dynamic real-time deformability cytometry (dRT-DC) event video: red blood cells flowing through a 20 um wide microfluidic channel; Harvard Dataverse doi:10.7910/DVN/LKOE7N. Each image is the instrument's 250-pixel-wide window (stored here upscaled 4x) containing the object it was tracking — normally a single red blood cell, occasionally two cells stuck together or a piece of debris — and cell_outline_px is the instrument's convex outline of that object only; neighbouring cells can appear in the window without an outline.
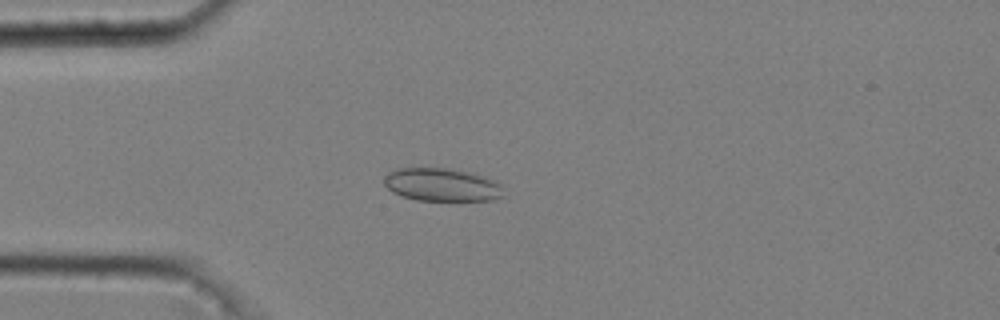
{"species": "common noctule bat (a hibernating species)", "species_latin": "Nyctalus noctula", "temperature_condition": "cold", "stored_images_in_passage": 49, "camera_frame_rate_fps": 3000, "um_per_image_px": 0.085, "animal": {"sex": "male", "body_mass_g": 20.4}, "frame": {"image": 1, "passage_image": 11, "time_ms": 3.333, "image_size_px": [1000, 320], "cell_outline_px": [[504, 196], [492, 200], [416, 200], [400, 196], [392, 192], [384, 184], [384, 176], [388, 172], [396, 168], [444, 168], [468, 172], [484, 176], [496, 180], [500, 184]], "centroid_in_image_um": [37.53, 15.7], "position_along_channel_um": 47.5, "area_um2": 23.06}}
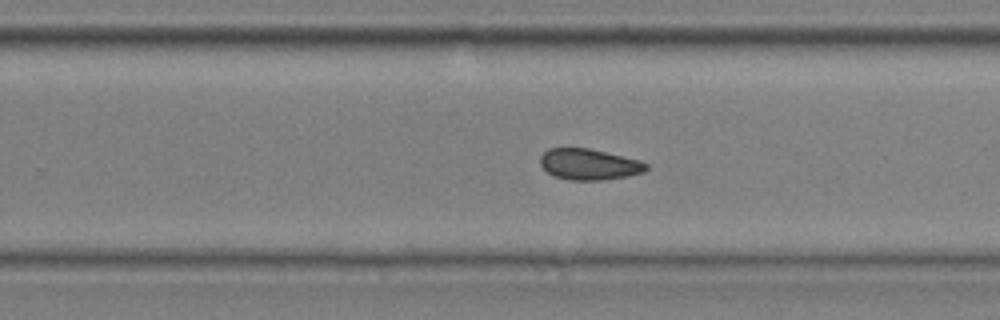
{"frame": {"image": 2, "passage_image": 31, "time_ms": 10.0, "image_size_px": [1000, 320], "cell_outline_px": [[648, 168], [644, 172], [628, 176], [600, 180], [572, 180], [552, 176], [540, 164], [540, 156], [548, 148], [588, 148], [640, 160], [648, 164]], "centroid_in_image_um": [50.07, 13.97], "position_along_channel_um": 279.7, "area_um2": 19.13}}
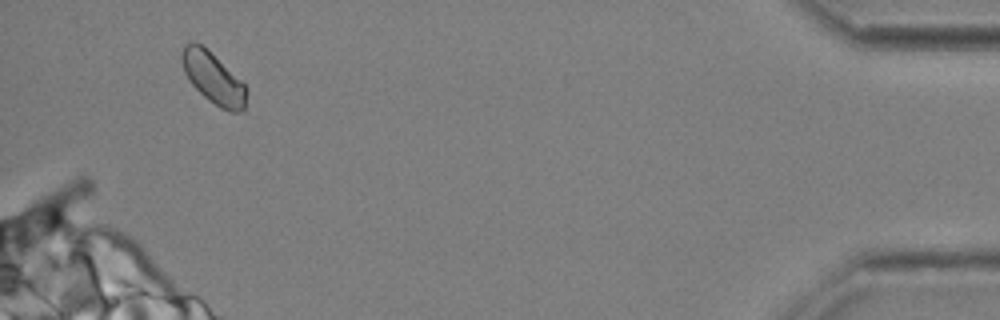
{"frame": {"image": 3, "passage_image": 47, "time_ms": 15.333, "image_size_px": [1000, 320], "cell_outline_px": [[248, 92], [244, 108], [240, 112], [228, 112], [220, 108], [208, 100], [192, 84], [184, 72], [180, 56], [180, 52], [184, 44], [200, 44], [240, 80], [244, 84]], "centroid_in_image_um": [18.12, 6.69], "position_along_channel_um": 417.1, "area_um2": 18.84}, "authors_computed_cell_mechanics": {"area_um2": 19.7676, "velocity_mm_per_s": 3.6805, "shape_relaxation_time_tau1_ms": null, "shape_relaxation_time_tau2_ms": 2.1038, "deformation_change_tau1": null, "deformation_change_tau2": 0.0681}}